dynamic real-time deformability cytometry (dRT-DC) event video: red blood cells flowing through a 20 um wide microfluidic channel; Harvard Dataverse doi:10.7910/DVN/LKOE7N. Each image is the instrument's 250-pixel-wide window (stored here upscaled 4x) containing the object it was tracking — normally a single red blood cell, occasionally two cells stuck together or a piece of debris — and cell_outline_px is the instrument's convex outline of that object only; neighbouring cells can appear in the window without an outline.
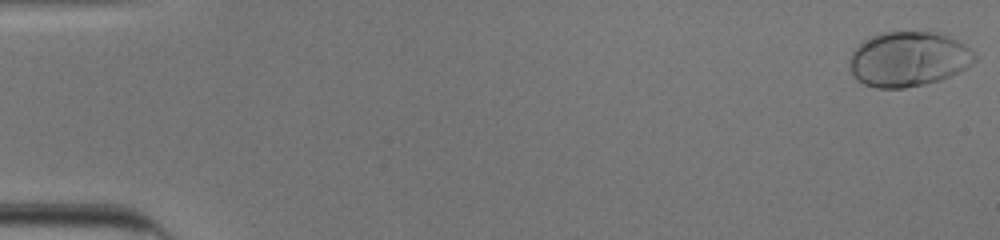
{"species": "human", "species_latin": "Homo sapiens", "temperature_condition": "cold", "stored_images_in_passage": 44, "camera_frame_rate_fps": 3000, "um_per_image_px": 0.085, "donor": {"sex": "male"}, "frame": {"image": 1, "passage_image": 1, "time_ms": 0.0, "image_size_px": [1000, 240], "cell_outline_px": [[976, 60], [972, 64], [940, 80], [924, 84], [904, 88], [876, 88], [864, 84], [856, 80], [848, 64], [848, 60], [852, 52], [860, 44], [872, 36], [884, 32], [932, 32], [956, 40], [964, 44], [976, 56]], "centroid_in_image_um": [77.17, 5.04], "position_along_channel_um": 7.8, "area_um2": 39.59}}
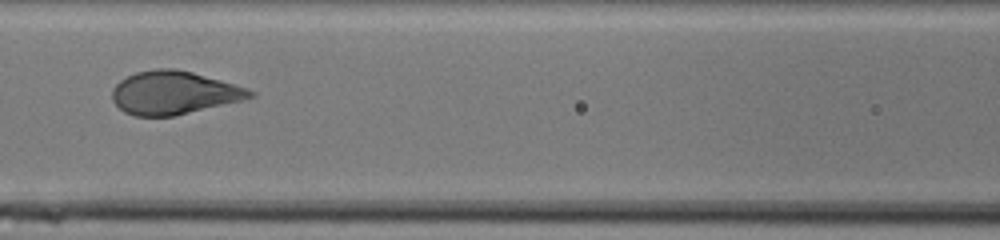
{"frame": {"image": 2, "passage_image": 25, "time_ms": 8.0, "image_size_px": [1000, 240], "cell_outline_px": [[256, 96], [240, 100], [172, 116], [132, 116], [124, 112], [112, 100], [112, 88], [120, 80], [136, 72], [156, 68], [172, 68], [192, 72], [248, 88], [256, 92]], "centroid_in_image_um": [14.74, 7.88], "position_along_channel_um": 151.9, "area_um2": 34.39}}
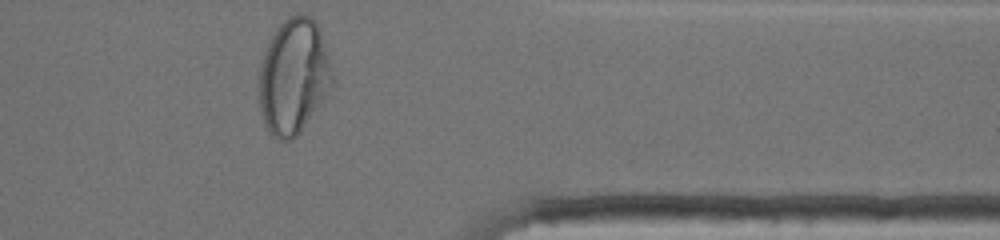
{"frame": {"image": 3, "passage_image": 44, "time_ms": 14.333, "image_size_px": [1000, 240], "cell_outline_px": [[336, 84], [300, 132], [292, 140], [276, 140], [272, 136], [264, 124], [260, 108], [260, 68], [264, 52], [276, 28], [288, 16], [308, 16], [316, 20], [336, 80]], "centroid_in_image_um": [24.99, 6.54], "position_along_channel_um": 386.4, "area_um2": 49.3}, "authors_computed_cell_mechanics": {"area_um2": 36.0094, "velocity_mm_per_s": 3.8919, "shape_relaxation_time_tau1_ms": 4.4876, "shape_relaxation_time_tau2_ms": null, "deformation_change_tau1": 0.2256, "deformation_change_tau2": null}}